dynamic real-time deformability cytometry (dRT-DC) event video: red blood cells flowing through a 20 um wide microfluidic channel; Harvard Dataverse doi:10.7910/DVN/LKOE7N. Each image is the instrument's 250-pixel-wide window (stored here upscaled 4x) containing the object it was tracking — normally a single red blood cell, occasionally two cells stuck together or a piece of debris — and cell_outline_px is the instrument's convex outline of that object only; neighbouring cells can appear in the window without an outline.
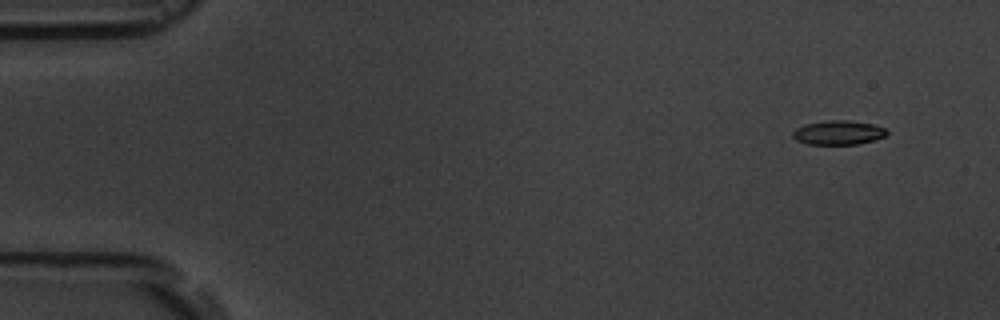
{"species": "common noctule bat (a hibernating species)", "species_latin": "Nyctalus noctula", "temperature_condition": "room temperature", "stored_images_in_passage": 5, "camera_frame_rate_fps": 3000, "um_per_image_px": 0.085, "animal": {"sex": "male", "body_mass_g": 19.5, "forearm_length_mm": 54.6}, "frame": {"image": 1, "passage_image": 1, "time_ms": 0.0, "image_size_px": [1000, 320], "cell_outline_px": [[888, 132], [884, 136], [876, 140], [856, 144], [808, 144], [796, 140], [792, 136], [792, 132], [796, 128], [804, 124], [828, 120], [848, 120], [872, 124], [884, 128]], "centroid_in_image_um": [71.24, 11.27], "position_along_channel_um": 13.8, "area_um2": 13.24}}
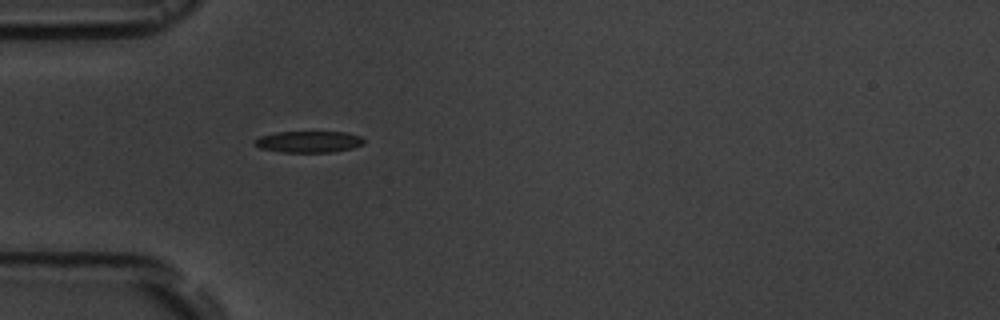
{"frame": {"image": 2, "passage_image": 5, "time_ms": 4.333, "image_size_px": [1000, 320], "cell_outline_px": [[364, 144], [352, 148], [332, 152], [280, 152], [260, 148], [252, 144], [252, 140], [260, 136], [276, 132], [344, 132], [360, 136], [364, 140]], "centroid_in_image_um": [26.19, 12.05], "position_along_channel_um": 58.8, "area_um2": 13.76}}